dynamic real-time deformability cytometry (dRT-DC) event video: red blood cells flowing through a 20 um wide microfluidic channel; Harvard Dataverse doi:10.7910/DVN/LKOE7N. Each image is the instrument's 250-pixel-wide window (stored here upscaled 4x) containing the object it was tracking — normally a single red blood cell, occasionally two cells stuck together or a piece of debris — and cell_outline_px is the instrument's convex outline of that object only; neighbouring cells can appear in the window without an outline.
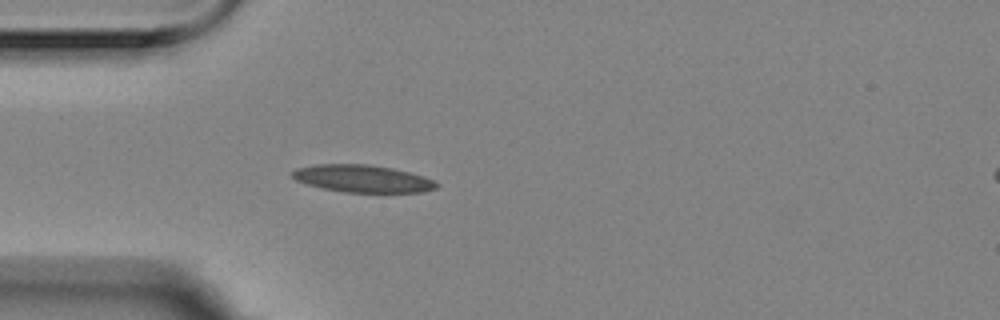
{"species": "Egyptian fruit bat (a non-hibernating species)", "species_latin": "Rousettus aegyptiacus", "temperature_condition": "room temperature", "stored_images_in_passage": 1, "camera_frame_rate_fps": 3000, "um_per_image_px": 0.085, "animal": {"sex": "female"}, "frame": {"image": 1, "passage_image": 1, "time_ms": 0.0, "image_size_px": [1000, 320], "cell_outline_px": [[440, 184], [436, 188], [424, 192], [344, 192], [324, 188], [308, 184], [296, 180], [288, 172], [296, 168], [316, 164], [364, 164], [392, 168], [408, 172], [432, 180]], "centroid_in_image_um": [30.77, 15.18], "position_along_channel_um": 54.2, "area_um2": 22.77}}